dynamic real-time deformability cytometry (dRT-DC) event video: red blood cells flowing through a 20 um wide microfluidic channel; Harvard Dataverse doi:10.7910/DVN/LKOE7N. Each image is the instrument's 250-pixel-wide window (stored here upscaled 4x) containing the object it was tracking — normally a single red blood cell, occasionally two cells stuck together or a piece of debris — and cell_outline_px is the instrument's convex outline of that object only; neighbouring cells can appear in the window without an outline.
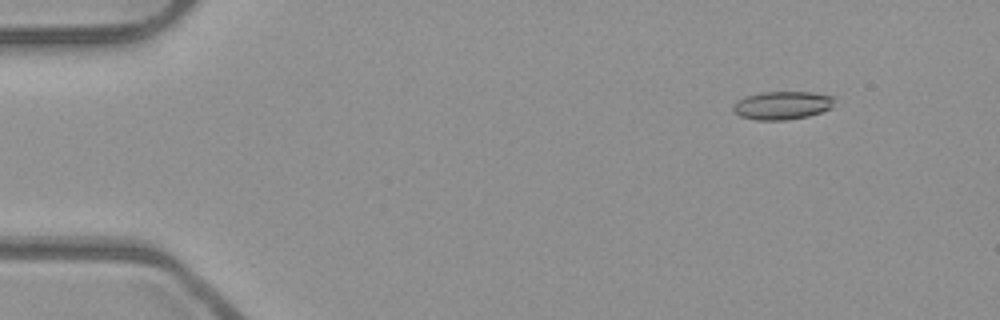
{"species": "common noctule bat (a hibernating species)", "species_latin": "Nyctalus noctula", "temperature_condition": "room temperature", "stored_images_in_passage": 53, "camera_frame_rate_fps": 3000, "um_per_image_px": 0.085, "animal": {"sex": "male", "body_mass_g": 23.1, "forearm_length_mm": 52.7}, "frame": {"image": 1, "passage_image": 6, "time_ms": 1.667, "image_size_px": [1000, 320], "cell_outline_px": [[836, 96], [832, 108], [808, 116], [784, 120], [756, 120], [740, 116], [732, 112], [732, 104], [736, 100], [744, 96], [760, 92], [812, 92]], "centroid_in_image_um": [66.46, 8.94], "position_along_channel_um": 18.5, "area_um2": 16.99}}
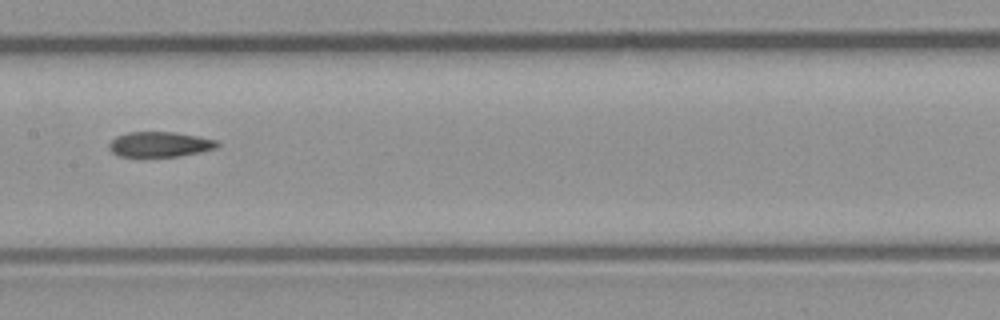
{"frame": {"image": 2, "passage_image": 27, "time_ms": 8.667, "image_size_px": [1000, 320], "cell_outline_px": [[220, 144], [216, 148], [200, 152], [176, 156], [120, 156], [112, 152], [108, 148], [108, 144], [116, 136], [128, 132], [176, 132], [216, 140]], "centroid_in_image_um": [13.56, 12.26], "position_along_channel_um": 193.8, "area_um2": 15.72}}
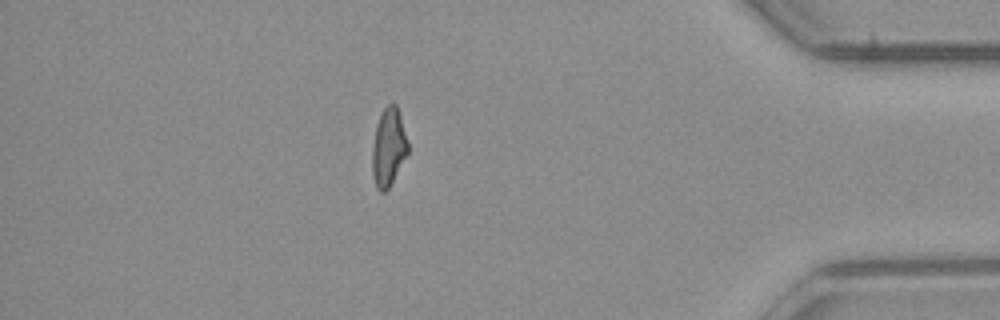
{"frame": {"image": 3, "passage_image": 46, "time_ms": 15.0, "image_size_px": [1000, 320], "cell_outline_px": [[408, 152], [388, 188], [384, 192], [380, 192], [376, 188], [372, 172], [372, 148], [376, 124], [384, 108], [388, 104], [396, 104], [400, 116], [408, 144]], "centroid_in_image_um": [33.0, 12.53], "position_along_channel_um": 402.2, "area_um2": 15.9}, "authors_computed_cell_mechanics": {"area_um2": 16.7042, "velocity_mm_per_s": 3.956, "shape_relaxation_time_tau1_ms": null, "shape_relaxation_time_tau2_ms": 5.6507, "deformation_change_tau1": null, "deformation_change_tau2": 0.1484}}